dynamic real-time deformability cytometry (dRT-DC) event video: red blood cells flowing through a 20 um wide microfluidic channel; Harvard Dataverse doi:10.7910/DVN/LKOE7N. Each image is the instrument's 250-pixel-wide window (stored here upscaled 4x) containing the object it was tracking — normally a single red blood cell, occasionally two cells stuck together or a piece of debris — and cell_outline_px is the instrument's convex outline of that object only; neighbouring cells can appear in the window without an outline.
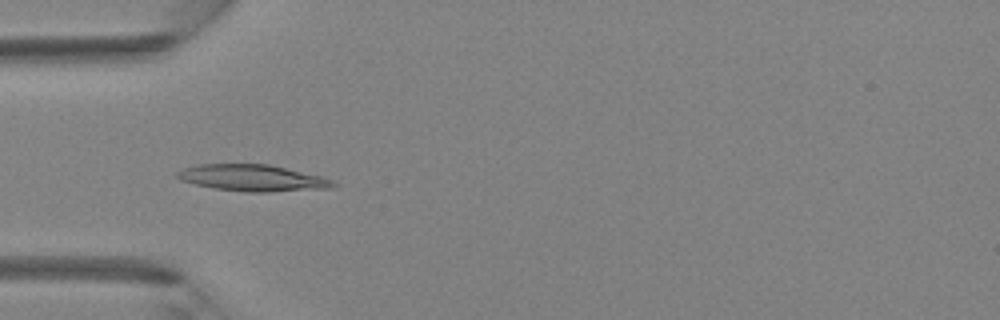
{"species": "Egyptian fruit bat (a non-hibernating species)", "species_latin": "Rousettus aegyptiacus", "temperature_condition": "room temperature", "stored_images_in_passage": 39, "camera_frame_rate_fps": 3000, "um_per_image_px": 0.085, "animal": {"sex": "female"}, "frame": {"image": 1, "passage_image": 9, "time_ms": 2.667, "image_size_px": [1000, 320], "cell_outline_px": [[340, 184], [332, 188], [268, 192], [244, 192], [216, 188], [196, 184], [180, 180], [176, 176], [176, 172], [184, 168], [196, 164], [268, 164], [324, 176]], "centroid_in_image_um": [21.52, 15.12], "position_along_channel_um": 63.5, "area_um2": 24.28}}
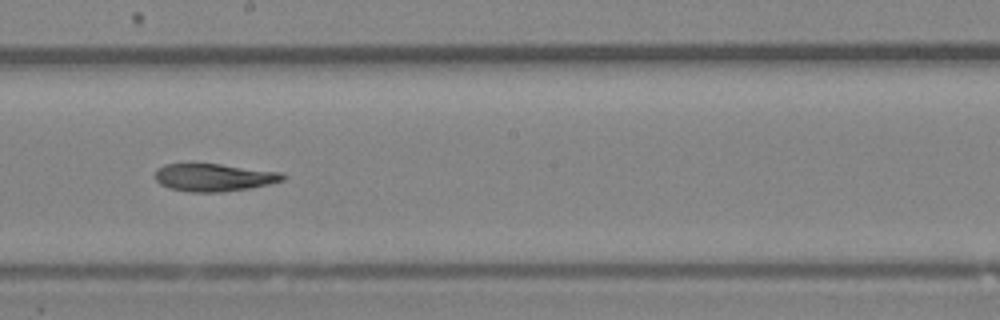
{"frame": {"image": 2, "passage_image": 20, "time_ms": 6.333, "image_size_px": [1000, 320], "cell_outline_px": [[284, 180], [268, 184], [248, 188], [220, 192], [192, 192], [168, 188], [160, 184], [156, 180], [156, 168], [164, 164], [220, 164], [280, 172], [284, 176]], "centroid_in_image_um": [18.14, 15.08], "position_along_channel_um": 230.1, "area_um2": 20.35}}
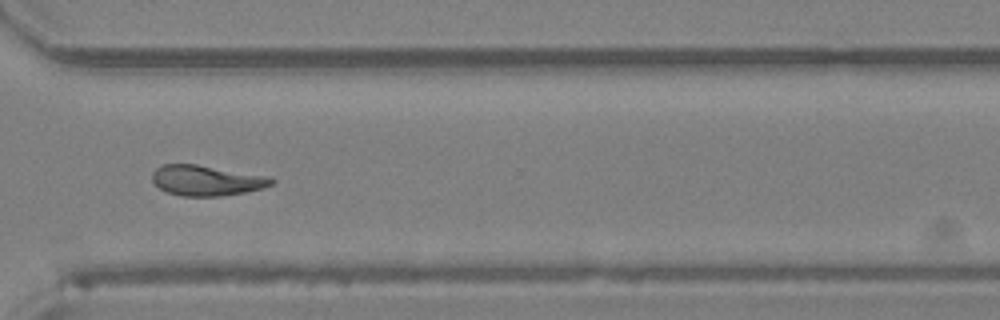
{"frame": {"image": 3, "passage_image": 28, "time_ms": 9.0, "image_size_px": [1000, 320], "cell_outline_px": [[276, 180], [272, 184], [260, 188], [244, 192], [224, 196], [180, 196], [168, 192], [160, 188], [152, 180], [152, 172], [156, 168], [164, 164], [196, 164], [272, 176]], "centroid_in_image_um": [17.58, 15.33], "position_along_channel_um": 353.0, "area_um2": 21.21}}